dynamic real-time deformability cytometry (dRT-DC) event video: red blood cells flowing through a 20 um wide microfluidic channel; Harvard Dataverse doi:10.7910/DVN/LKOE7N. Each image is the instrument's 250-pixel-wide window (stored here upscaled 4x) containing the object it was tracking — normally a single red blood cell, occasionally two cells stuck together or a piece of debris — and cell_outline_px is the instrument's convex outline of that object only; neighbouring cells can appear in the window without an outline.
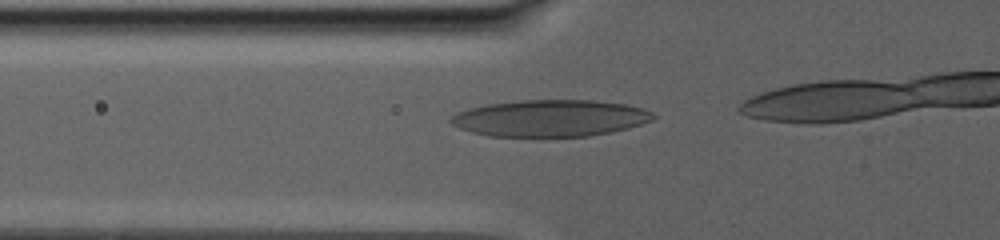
{"species": "human", "species_latin": "Homo sapiens", "temperature_condition": "warm", "stored_images_in_passage": 31, "camera_frame_rate_fps": 3000, "um_per_image_px": 0.085, "donor": {"sex": "male"}, "frame": {"image": 1, "passage_image": 23, "time_ms": 7.667, "image_size_px": [1000, 240], "cell_outline_px": [[656, 116], [652, 120], [628, 128], [588, 136], [488, 136], [472, 132], [460, 128], [452, 124], [448, 120], [456, 112], [468, 108], [488, 104], [520, 100], [592, 100], [624, 104], [644, 108], [652, 112]], "centroid_in_image_um": [46.75, 10.04], "position_along_channel_um": 79.1, "area_um2": 43.18}}
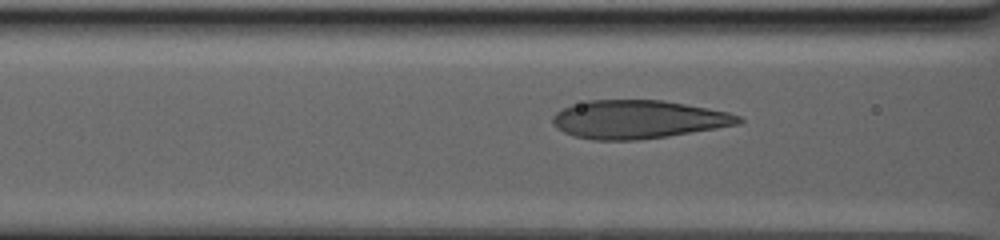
{"frame": {"image": 2, "passage_image": 27, "time_ms": 9.0, "image_size_px": [1000, 240], "cell_outline_px": [[744, 120], [740, 124], [668, 136], [636, 140], [592, 140], [576, 136], [564, 132], [556, 128], [552, 124], [552, 116], [560, 108], [572, 104], [588, 100], [664, 100], [708, 108], [728, 112], [740, 116]], "centroid_in_image_um": [54.21, 10.14], "position_along_channel_um": 112.4, "area_um2": 41.67}}